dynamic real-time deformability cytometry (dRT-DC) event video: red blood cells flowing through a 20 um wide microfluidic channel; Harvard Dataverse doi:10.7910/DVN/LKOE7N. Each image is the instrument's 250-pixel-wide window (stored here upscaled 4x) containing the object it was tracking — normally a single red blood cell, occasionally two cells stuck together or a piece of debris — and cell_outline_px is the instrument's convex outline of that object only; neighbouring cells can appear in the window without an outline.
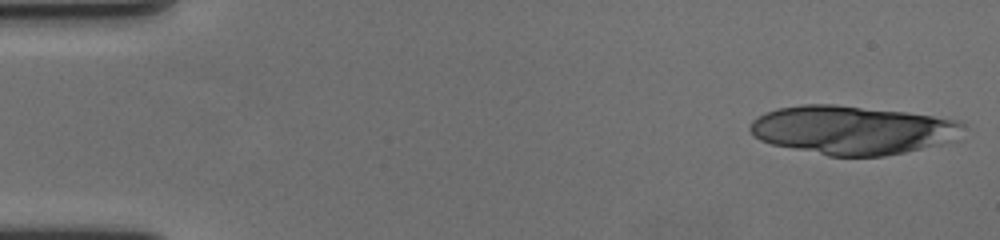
{"species": "human", "species_latin": "Homo sapiens", "temperature_condition": "cold", "stored_images_in_passage": 16, "camera_frame_rate_fps": 3000, "um_per_image_px": 0.085, "donor": {"sex": "female"}, "frame": {"image": 1, "passage_image": 1, "time_ms": 0.0, "image_size_px": [1000, 240], "cell_outline_px": [[964, 124], [948, 140], [940, 144], [904, 152], [884, 156], [828, 156], [772, 144], [760, 140], [748, 128], [752, 120], [768, 112], [780, 108], [804, 104], [836, 104], [908, 112], [960, 120]], "centroid_in_image_um": [72.39, 11.04], "position_along_channel_um": 12.6, "area_um2": 59.71}}